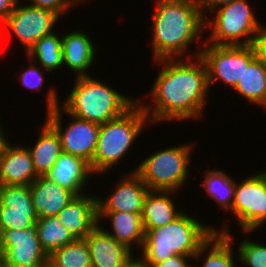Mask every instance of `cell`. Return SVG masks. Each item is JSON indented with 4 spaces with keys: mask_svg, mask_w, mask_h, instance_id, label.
Listing matches in <instances>:
<instances>
[{
    "mask_svg": "<svg viewBox=\"0 0 266 267\" xmlns=\"http://www.w3.org/2000/svg\"><path fill=\"white\" fill-rule=\"evenodd\" d=\"M154 63L161 69L147 94L151 104L137 98L151 124L201 119L210 93L203 60L198 56L160 59Z\"/></svg>",
    "mask_w": 266,
    "mask_h": 267,
    "instance_id": "6da1fadb",
    "label": "cell"
},
{
    "mask_svg": "<svg viewBox=\"0 0 266 267\" xmlns=\"http://www.w3.org/2000/svg\"><path fill=\"white\" fill-rule=\"evenodd\" d=\"M152 16L151 50L154 61L200 55L202 46L199 41H202L205 18L199 0H156ZM194 41L200 48L189 56L186 51Z\"/></svg>",
    "mask_w": 266,
    "mask_h": 267,
    "instance_id": "7a4b0ae2",
    "label": "cell"
},
{
    "mask_svg": "<svg viewBox=\"0 0 266 267\" xmlns=\"http://www.w3.org/2000/svg\"><path fill=\"white\" fill-rule=\"evenodd\" d=\"M213 226L202 223L183 210L172 222L145 232L137 258L147 267H155L173 255L194 256L214 233Z\"/></svg>",
    "mask_w": 266,
    "mask_h": 267,
    "instance_id": "3957f363",
    "label": "cell"
},
{
    "mask_svg": "<svg viewBox=\"0 0 266 267\" xmlns=\"http://www.w3.org/2000/svg\"><path fill=\"white\" fill-rule=\"evenodd\" d=\"M74 87L61 106L71 115L99 125L122 116L137 99L93 76L74 77Z\"/></svg>",
    "mask_w": 266,
    "mask_h": 267,
    "instance_id": "277c9868",
    "label": "cell"
},
{
    "mask_svg": "<svg viewBox=\"0 0 266 267\" xmlns=\"http://www.w3.org/2000/svg\"><path fill=\"white\" fill-rule=\"evenodd\" d=\"M148 124L151 122L138 101L122 116L101 124L92 160L94 175L103 176L122 162Z\"/></svg>",
    "mask_w": 266,
    "mask_h": 267,
    "instance_id": "5b68a950",
    "label": "cell"
},
{
    "mask_svg": "<svg viewBox=\"0 0 266 267\" xmlns=\"http://www.w3.org/2000/svg\"><path fill=\"white\" fill-rule=\"evenodd\" d=\"M195 143H186L161 149L147 155L134 171L149 190H182L188 180L191 154Z\"/></svg>",
    "mask_w": 266,
    "mask_h": 267,
    "instance_id": "8992f818",
    "label": "cell"
},
{
    "mask_svg": "<svg viewBox=\"0 0 266 267\" xmlns=\"http://www.w3.org/2000/svg\"><path fill=\"white\" fill-rule=\"evenodd\" d=\"M254 10L248 0H236L215 9L213 16L205 18V30L212 32L203 44L251 45L262 26Z\"/></svg>",
    "mask_w": 266,
    "mask_h": 267,
    "instance_id": "52a82bcc",
    "label": "cell"
},
{
    "mask_svg": "<svg viewBox=\"0 0 266 267\" xmlns=\"http://www.w3.org/2000/svg\"><path fill=\"white\" fill-rule=\"evenodd\" d=\"M53 88V89H52ZM45 121L56 131L63 152L78 156L90 164L95 155L100 125L69 114L62 106L55 87L46 92ZM63 114L71 120L63 129Z\"/></svg>",
    "mask_w": 266,
    "mask_h": 267,
    "instance_id": "ba28073f",
    "label": "cell"
},
{
    "mask_svg": "<svg viewBox=\"0 0 266 267\" xmlns=\"http://www.w3.org/2000/svg\"><path fill=\"white\" fill-rule=\"evenodd\" d=\"M203 43L204 41L200 43L203 46L199 57L205 63L210 90L218 80L233 90L241 79L245 67L255 58L252 46Z\"/></svg>",
    "mask_w": 266,
    "mask_h": 267,
    "instance_id": "9c48e42d",
    "label": "cell"
},
{
    "mask_svg": "<svg viewBox=\"0 0 266 267\" xmlns=\"http://www.w3.org/2000/svg\"><path fill=\"white\" fill-rule=\"evenodd\" d=\"M230 214L242 229L252 234L266 224V173L259 171L236 183Z\"/></svg>",
    "mask_w": 266,
    "mask_h": 267,
    "instance_id": "30bf717a",
    "label": "cell"
},
{
    "mask_svg": "<svg viewBox=\"0 0 266 267\" xmlns=\"http://www.w3.org/2000/svg\"><path fill=\"white\" fill-rule=\"evenodd\" d=\"M22 2L18 1L2 25L15 35L27 54L36 41L55 31L53 27L58 25L56 23L61 18L52 11L31 6L28 2L21 5Z\"/></svg>",
    "mask_w": 266,
    "mask_h": 267,
    "instance_id": "8fae6325",
    "label": "cell"
},
{
    "mask_svg": "<svg viewBox=\"0 0 266 267\" xmlns=\"http://www.w3.org/2000/svg\"><path fill=\"white\" fill-rule=\"evenodd\" d=\"M47 253L41 248L35 227L1 231L0 262L5 267H44Z\"/></svg>",
    "mask_w": 266,
    "mask_h": 267,
    "instance_id": "7c38bea8",
    "label": "cell"
},
{
    "mask_svg": "<svg viewBox=\"0 0 266 267\" xmlns=\"http://www.w3.org/2000/svg\"><path fill=\"white\" fill-rule=\"evenodd\" d=\"M37 220L30 185H0V231L30 229Z\"/></svg>",
    "mask_w": 266,
    "mask_h": 267,
    "instance_id": "4fadbf2b",
    "label": "cell"
},
{
    "mask_svg": "<svg viewBox=\"0 0 266 267\" xmlns=\"http://www.w3.org/2000/svg\"><path fill=\"white\" fill-rule=\"evenodd\" d=\"M148 192L147 185L132 168L127 175L121 176L111 194L97 197V210L142 213Z\"/></svg>",
    "mask_w": 266,
    "mask_h": 267,
    "instance_id": "5bb4252c",
    "label": "cell"
},
{
    "mask_svg": "<svg viewBox=\"0 0 266 267\" xmlns=\"http://www.w3.org/2000/svg\"><path fill=\"white\" fill-rule=\"evenodd\" d=\"M98 224L84 239L87 242L92 267H126L136 256L128 247L116 241Z\"/></svg>",
    "mask_w": 266,
    "mask_h": 267,
    "instance_id": "9a60e30c",
    "label": "cell"
},
{
    "mask_svg": "<svg viewBox=\"0 0 266 267\" xmlns=\"http://www.w3.org/2000/svg\"><path fill=\"white\" fill-rule=\"evenodd\" d=\"M96 45L85 30L75 29L62 34L64 67L74 72L75 77L90 76L88 71L93 67L98 52Z\"/></svg>",
    "mask_w": 266,
    "mask_h": 267,
    "instance_id": "2e32d148",
    "label": "cell"
},
{
    "mask_svg": "<svg viewBox=\"0 0 266 267\" xmlns=\"http://www.w3.org/2000/svg\"><path fill=\"white\" fill-rule=\"evenodd\" d=\"M37 178L26 144L10 141L0 155V185H31Z\"/></svg>",
    "mask_w": 266,
    "mask_h": 267,
    "instance_id": "e0dca14e",
    "label": "cell"
},
{
    "mask_svg": "<svg viewBox=\"0 0 266 267\" xmlns=\"http://www.w3.org/2000/svg\"><path fill=\"white\" fill-rule=\"evenodd\" d=\"M57 216L76 239H84L98 225L97 195L76 196Z\"/></svg>",
    "mask_w": 266,
    "mask_h": 267,
    "instance_id": "ac0fdd59",
    "label": "cell"
},
{
    "mask_svg": "<svg viewBox=\"0 0 266 267\" xmlns=\"http://www.w3.org/2000/svg\"><path fill=\"white\" fill-rule=\"evenodd\" d=\"M90 164L84 159L62 152L45 177L77 196L85 194L86 186L93 176Z\"/></svg>",
    "mask_w": 266,
    "mask_h": 267,
    "instance_id": "d6986e66",
    "label": "cell"
},
{
    "mask_svg": "<svg viewBox=\"0 0 266 267\" xmlns=\"http://www.w3.org/2000/svg\"><path fill=\"white\" fill-rule=\"evenodd\" d=\"M32 203L38 218L57 216L77 196L45 176L30 185Z\"/></svg>",
    "mask_w": 266,
    "mask_h": 267,
    "instance_id": "ffe728a7",
    "label": "cell"
},
{
    "mask_svg": "<svg viewBox=\"0 0 266 267\" xmlns=\"http://www.w3.org/2000/svg\"><path fill=\"white\" fill-rule=\"evenodd\" d=\"M222 228L213 227L214 233L201 245L193 256L194 261H202L201 267H239L236 262L233 246L234 236L230 233L229 225L225 223ZM233 241V242H232ZM200 259V260H199ZM199 267V266H196Z\"/></svg>",
    "mask_w": 266,
    "mask_h": 267,
    "instance_id": "44dd1931",
    "label": "cell"
},
{
    "mask_svg": "<svg viewBox=\"0 0 266 267\" xmlns=\"http://www.w3.org/2000/svg\"><path fill=\"white\" fill-rule=\"evenodd\" d=\"M141 215L142 213L124 211H98V224H102L105 219L108 220L112 231L106 228L104 230L116 241L134 251L135 246L136 249H142L145 237Z\"/></svg>",
    "mask_w": 266,
    "mask_h": 267,
    "instance_id": "7402d4cb",
    "label": "cell"
},
{
    "mask_svg": "<svg viewBox=\"0 0 266 267\" xmlns=\"http://www.w3.org/2000/svg\"><path fill=\"white\" fill-rule=\"evenodd\" d=\"M172 190H149L146 195L142 220L145 232L149 229L163 227L179 217L183 212L176 208Z\"/></svg>",
    "mask_w": 266,
    "mask_h": 267,
    "instance_id": "603a6c76",
    "label": "cell"
},
{
    "mask_svg": "<svg viewBox=\"0 0 266 267\" xmlns=\"http://www.w3.org/2000/svg\"><path fill=\"white\" fill-rule=\"evenodd\" d=\"M41 126L36 143L30 147L29 145L26 146L33 160L37 176H45L63 152L56 131L45 120Z\"/></svg>",
    "mask_w": 266,
    "mask_h": 267,
    "instance_id": "cb8c5ba5",
    "label": "cell"
},
{
    "mask_svg": "<svg viewBox=\"0 0 266 267\" xmlns=\"http://www.w3.org/2000/svg\"><path fill=\"white\" fill-rule=\"evenodd\" d=\"M233 90L248 103L266 110V69L256 58L245 67L241 79Z\"/></svg>",
    "mask_w": 266,
    "mask_h": 267,
    "instance_id": "d4e9b609",
    "label": "cell"
},
{
    "mask_svg": "<svg viewBox=\"0 0 266 267\" xmlns=\"http://www.w3.org/2000/svg\"><path fill=\"white\" fill-rule=\"evenodd\" d=\"M53 32L36 41L26 56L44 70L55 73L63 68L62 36Z\"/></svg>",
    "mask_w": 266,
    "mask_h": 267,
    "instance_id": "484cf974",
    "label": "cell"
},
{
    "mask_svg": "<svg viewBox=\"0 0 266 267\" xmlns=\"http://www.w3.org/2000/svg\"><path fill=\"white\" fill-rule=\"evenodd\" d=\"M204 179L200 182L207 195L216 201L220 209L226 213L232 210L235 193V180L225 171L220 169H207L204 172Z\"/></svg>",
    "mask_w": 266,
    "mask_h": 267,
    "instance_id": "4316f807",
    "label": "cell"
},
{
    "mask_svg": "<svg viewBox=\"0 0 266 267\" xmlns=\"http://www.w3.org/2000/svg\"><path fill=\"white\" fill-rule=\"evenodd\" d=\"M35 229L41 248L47 255L76 240L73 234L61 224L58 216L38 218Z\"/></svg>",
    "mask_w": 266,
    "mask_h": 267,
    "instance_id": "83f0119b",
    "label": "cell"
},
{
    "mask_svg": "<svg viewBox=\"0 0 266 267\" xmlns=\"http://www.w3.org/2000/svg\"><path fill=\"white\" fill-rule=\"evenodd\" d=\"M55 267H92L90 251L85 239H76L48 255Z\"/></svg>",
    "mask_w": 266,
    "mask_h": 267,
    "instance_id": "f1b7e54d",
    "label": "cell"
},
{
    "mask_svg": "<svg viewBox=\"0 0 266 267\" xmlns=\"http://www.w3.org/2000/svg\"><path fill=\"white\" fill-rule=\"evenodd\" d=\"M239 267H266V244L258 241L242 239L237 245Z\"/></svg>",
    "mask_w": 266,
    "mask_h": 267,
    "instance_id": "f546056e",
    "label": "cell"
},
{
    "mask_svg": "<svg viewBox=\"0 0 266 267\" xmlns=\"http://www.w3.org/2000/svg\"><path fill=\"white\" fill-rule=\"evenodd\" d=\"M29 61V66L22 70L21 73L18 72V79L20 80L21 86L28 88L29 90L37 91L44 88V77L47 70H44L41 66L37 65L34 61L27 57Z\"/></svg>",
    "mask_w": 266,
    "mask_h": 267,
    "instance_id": "4dcf8cb0",
    "label": "cell"
},
{
    "mask_svg": "<svg viewBox=\"0 0 266 267\" xmlns=\"http://www.w3.org/2000/svg\"><path fill=\"white\" fill-rule=\"evenodd\" d=\"M29 5L54 12L59 17L67 14L72 7L80 5L78 0H28Z\"/></svg>",
    "mask_w": 266,
    "mask_h": 267,
    "instance_id": "1f68e13d",
    "label": "cell"
},
{
    "mask_svg": "<svg viewBox=\"0 0 266 267\" xmlns=\"http://www.w3.org/2000/svg\"><path fill=\"white\" fill-rule=\"evenodd\" d=\"M255 58L266 69V26L263 24L251 43Z\"/></svg>",
    "mask_w": 266,
    "mask_h": 267,
    "instance_id": "d6a6232c",
    "label": "cell"
},
{
    "mask_svg": "<svg viewBox=\"0 0 266 267\" xmlns=\"http://www.w3.org/2000/svg\"><path fill=\"white\" fill-rule=\"evenodd\" d=\"M190 259L193 261V256L173 255L155 267H185Z\"/></svg>",
    "mask_w": 266,
    "mask_h": 267,
    "instance_id": "836d02e7",
    "label": "cell"
},
{
    "mask_svg": "<svg viewBox=\"0 0 266 267\" xmlns=\"http://www.w3.org/2000/svg\"><path fill=\"white\" fill-rule=\"evenodd\" d=\"M201 5V11L204 18H207L209 13L214 11L215 9L223 6L225 4H229L236 0H199ZM208 12V13H207Z\"/></svg>",
    "mask_w": 266,
    "mask_h": 267,
    "instance_id": "e575fe53",
    "label": "cell"
},
{
    "mask_svg": "<svg viewBox=\"0 0 266 267\" xmlns=\"http://www.w3.org/2000/svg\"><path fill=\"white\" fill-rule=\"evenodd\" d=\"M19 0H0V26L14 10Z\"/></svg>",
    "mask_w": 266,
    "mask_h": 267,
    "instance_id": "d590c367",
    "label": "cell"
},
{
    "mask_svg": "<svg viewBox=\"0 0 266 267\" xmlns=\"http://www.w3.org/2000/svg\"><path fill=\"white\" fill-rule=\"evenodd\" d=\"M1 123L2 122L0 121V155L4 151L6 145L10 142L7 137L8 133L5 131V129L3 128L4 125H2Z\"/></svg>",
    "mask_w": 266,
    "mask_h": 267,
    "instance_id": "8d00e7d4",
    "label": "cell"
},
{
    "mask_svg": "<svg viewBox=\"0 0 266 267\" xmlns=\"http://www.w3.org/2000/svg\"><path fill=\"white\" fill-rule=\"evenodd\" d=\"M126 267H147L145 264H143L137 257L129 263Z\"/></svg>",
    "mask_w": 266,
    "mask_h": 267,
    "instance_id": "74e56055",
    "label": "cell"
},
{
    "mask_svg": "<svg viewBox=\"0 0 266 267\" xmlns=\"http://www.w3.org/2000/svg\"><path fill=\"white\" fill-rule=\"evenodd\" d=\"M44 267H55V266H53L49 261H47Z\"/></svg>",
    "mask_w": 266,
    "mask_h": 267,
    "instance_id": "f35d334b",
    "label": "cell"
},
{
    "mask_svg": "<svg viewBox=\"0 0 266 267\" xmlns=\"http://www.w3.org/2000/svg\"><path fill=\"white\" fill-rule=\"evenodd\" d=\"M197 265H190L189 263L185 267H196Z\"/></svg>",
    "mask_w": 266,
    "mask_h": 267,
    "instance_id": "ab89813d",
    "label": "cell"
},
{
    "mask_svg": "<svg viewBox=\"0 0 266 267\" xmlns=\"http://www.w3.org/2000/svg\"><path fill=\"white\" fill-rule=\"evenodd\" d=\"M1 27V26H0ZM1 29V28H0ZM3 30V28L0 30V39H3V38H1L2 36V33H1V31ZM1 43V42H0Z\"/></svg>",
    "mask_w": 266,
    "mask_h": 267,
    "instance_id": "60d3db41",
    "label": "cell"
},
{
    "mask_svg": "<svg viewBox=\"0 0 266 267\" xmlns=\"http://www.w3.org/2000/svg\"><path fill=\"white\" fill-rule=\"evenodd\" d=\"M81 4H82V2L84 3L85 2V0H78Z\"/></svg>",
    "mask_w": 266,
    "mask_h": 267,
    "instance_id": "b9f144b4",
    "label": "cell"
}]
</instances>
